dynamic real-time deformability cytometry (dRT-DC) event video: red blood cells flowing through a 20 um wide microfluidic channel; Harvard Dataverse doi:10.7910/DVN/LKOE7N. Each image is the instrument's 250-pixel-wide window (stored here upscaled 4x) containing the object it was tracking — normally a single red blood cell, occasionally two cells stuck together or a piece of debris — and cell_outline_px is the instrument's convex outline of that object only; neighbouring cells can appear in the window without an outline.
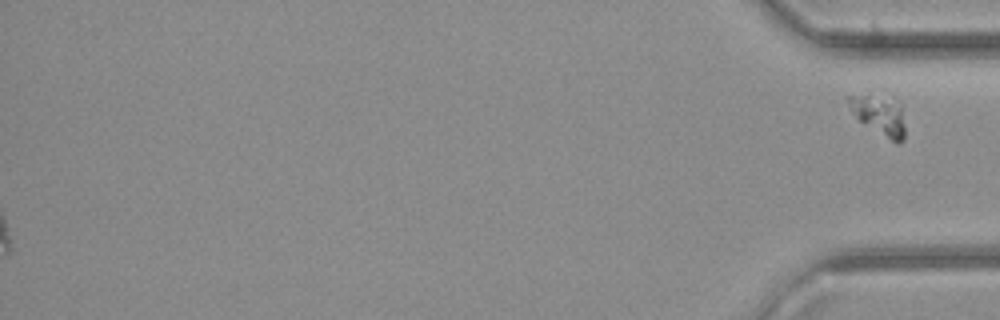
{"species": "common noctule bat (a hibernating species)", "species_latin": "Nyctalus noctula", "temperature_condition": "cold", "stored_images_in_passage": 29, "segment_of_instrument_passage": [2, 2], "camera_frame_rate_fps": 3000, "um_per_image_px": 0.085, "animal": {"sex": "female", "body_mass_g": 21.9}, "frame": {"image": 1, "passage_image": 29, "time_ms": 9.333, "image_size_px": [1000, 320], "cell_outline_px": [[904, 140], [900, 144], [896, 144], [860, 120], [856, 116], [844, 100], [844, 96], [868, 92], [900, 104], [904, 128]], "centroid_in_image_um": [74.68, 9.75], "position_along_channel_um": 360.5, "area_um2": 13.06}}